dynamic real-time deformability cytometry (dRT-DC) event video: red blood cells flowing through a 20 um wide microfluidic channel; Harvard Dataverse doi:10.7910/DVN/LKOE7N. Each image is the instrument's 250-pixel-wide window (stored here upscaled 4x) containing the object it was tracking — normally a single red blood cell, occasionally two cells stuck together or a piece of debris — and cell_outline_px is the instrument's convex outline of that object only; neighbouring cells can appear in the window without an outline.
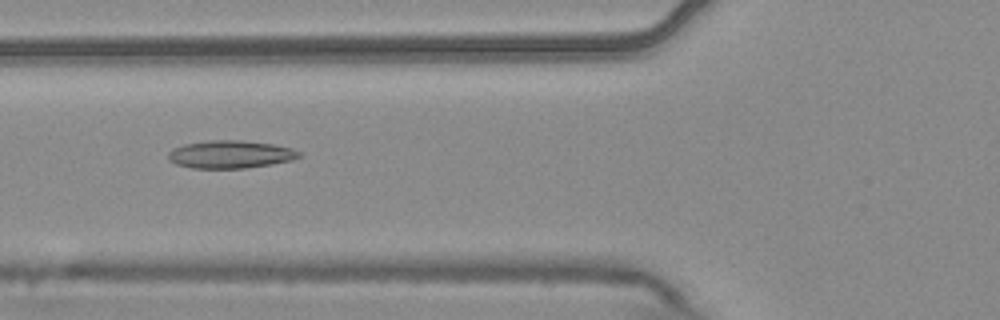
{"species": "common noctule bat (a hibernating species)", "species_latin": "Nyctalus noctula", "temperature_condition": "warm", "stored_images_in_passage": 9, "camera_frame_rate_fps": 3000, "um_per_image_px": 0.085, "animal": {"sex": "male", "body_mass_g": 20.4}, "frame": {"image": 1, "passage_image": 6, "time_ms": 1.667, "image_size_px": [1000, 320], "cell_outline_px": [[300, 156], [292, 160], [272, 164], [244, 168], [192, 168], [176, 164], [168, 160], [168, 152], [172, 148], [184, 144], [208, 140], [240, 140], [272, 144], [292, 148], [300, 152]], "centroid_in_image_um": [19.55, 13.12], "position_along_channel_um": 106.3, "area_um2": 21.21}}
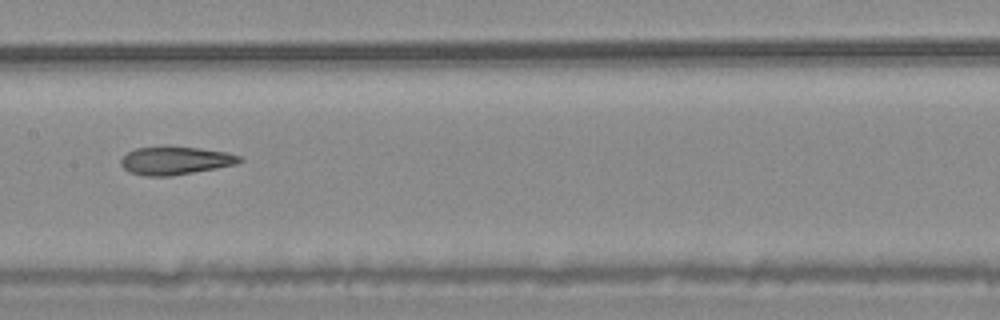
{"frame": {"image": 2, "passage_image": 8, "time_ms": 2.333, "image_size_px": [1000, 320], "cell_outline_px": [[244, 160], [236, 164], [216, 168], [172, 176], [144, 176], [128, 172], [120, 164], [120, 160], [128, 152], [136, 148], [164, 144], [168, 144], [200, 148], [228, 152], [240, 156]], "centroid_in_image_um": [14.88, 13.62], "position_along_channel_um": 192.5, "area_um2": 20.06}}
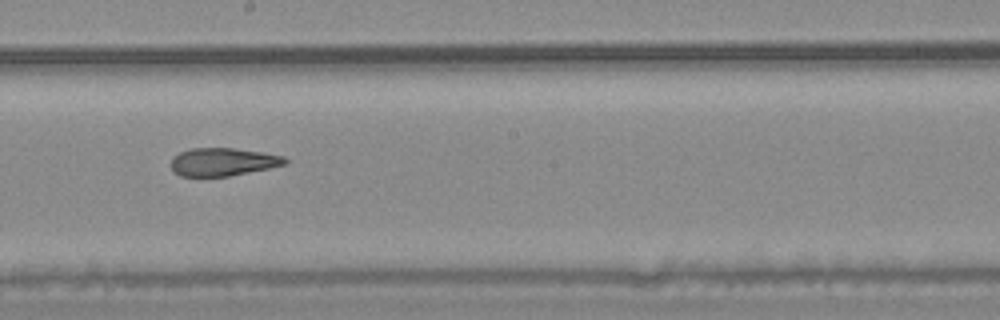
{"frame": {"image": 3, "passage_image": 9, "time_ms": 2.667, "image_size_px": [1000, 320], "cell_outline_px": [[288, 160], [284, 164], [268, 168], [228, 176], [180, 176], [172, 172], [172, 156], [180, 152], [192, 148], [232, 148], [260, 152], [284, 156]], "centroid_in_image_um": [18.9, 13.76], "position_along_channel_um": 229.3, "area_um2": 18.38}}